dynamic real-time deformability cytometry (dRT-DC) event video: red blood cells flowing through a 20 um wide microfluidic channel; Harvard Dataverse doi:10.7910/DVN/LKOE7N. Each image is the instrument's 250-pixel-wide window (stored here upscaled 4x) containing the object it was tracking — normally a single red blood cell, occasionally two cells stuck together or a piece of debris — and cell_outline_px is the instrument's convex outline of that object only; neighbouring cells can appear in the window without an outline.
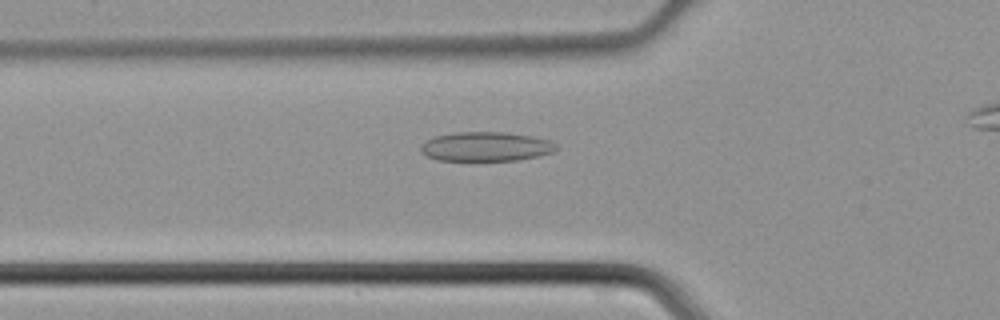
{"species": "common noctule bat (a hibernating species)", "species_latin": "Nyctalus noctula", "temperature_condition": "cold", "stored_images_in_passage": 36, "camera_frame_rate_fps": 3000, "um_per_image_px": 0.085, "animal": {"sex": "male", "body_mass_g": 21.5, "forearm_length_mm": 52.0}, "frame": {"image": 1, "passage_image": 12, "time_ms": 3.667, "image_size_px": [1000, 320], "cell_outline_px": [[560, 148], [552, 152], [536, 156], [516, 160], [436, 160], [420, 152], [420, 144], [436, 136], [456, 132], [508, 132], [532, 136], [548, 140], [556, 144]], "centroid_in_image_um": [41.3, 12.45], "position_along_channel_um": 84.5, "area_um2": 23.06}}
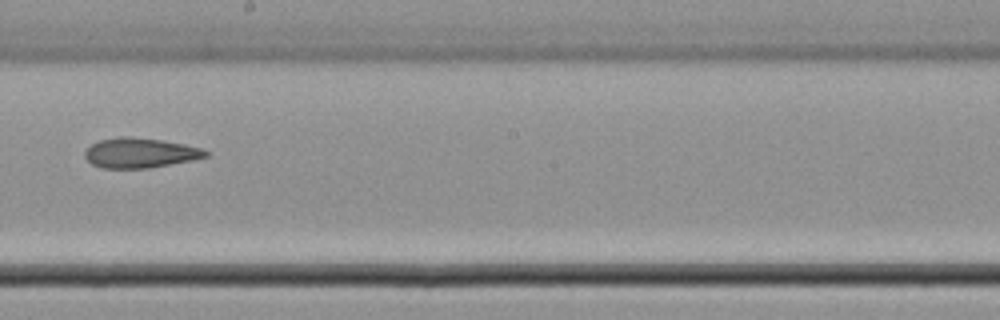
{"frame": {"image": 2, "passage_image": 22, "time_ms": 7.0, "image_size_px": [1000, 320], "cell_outline_px": [[208, 156], [192, 160], [148, 168], [100, 168], [92, 164], [84, 156], [84, 152], [92, 144], [100, 140], [120, 136], [132, 136], [160, 140], [184, 144], [200, 148], [208, 152]], "centroid_in_image_um": [11.88, 12.99], "position_along_channel_um": 236.3, "area_um2": 20.92}}
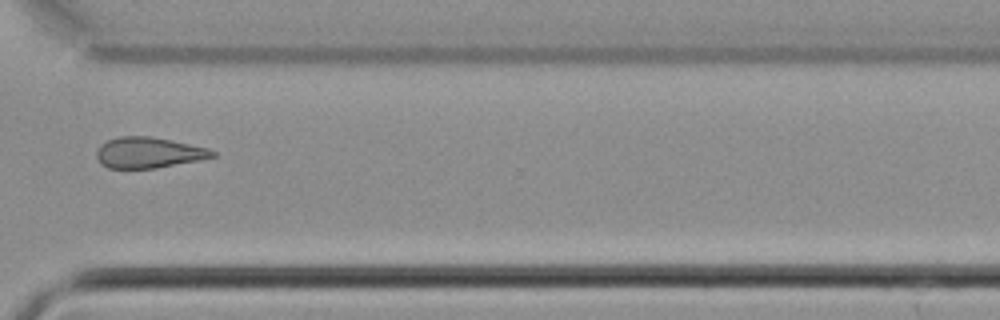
{"frame": {"image": 3, "passage_image": 30, "time_ms": 9.667, "image_size_px": [1000, 320], "cell_outline_px": [[216, 156], [200, 160], [156, 168], [108, 168], [100, 164], [96, 156], [96, 152], [100, 144], [108, 140], [120, 136], [152, 136], [208, 148], [216, 152]], "centroid_in_image_um": [12.61, 12.97], "position_along_channel_um": 358.0, "area_um2": 20.87}}